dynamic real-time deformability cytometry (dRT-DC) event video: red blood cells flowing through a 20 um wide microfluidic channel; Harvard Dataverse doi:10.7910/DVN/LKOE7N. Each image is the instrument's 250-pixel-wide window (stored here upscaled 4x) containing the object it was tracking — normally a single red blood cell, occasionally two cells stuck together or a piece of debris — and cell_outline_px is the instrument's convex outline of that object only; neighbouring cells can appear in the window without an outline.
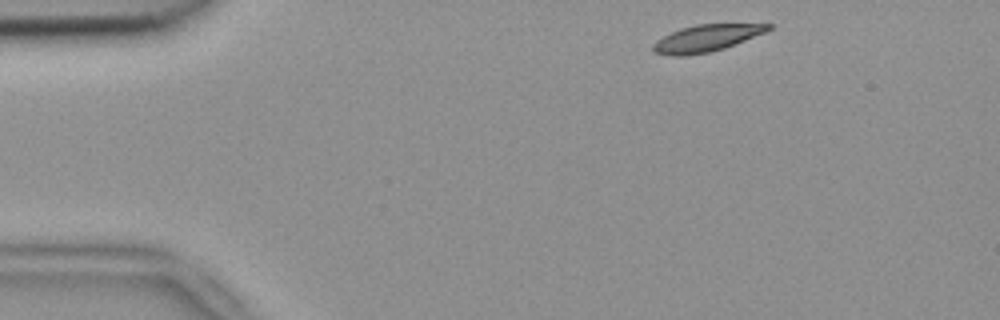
{"species": "common noctule bat (a hibernating species)", "species_latin": "Nyctalus noctula", "temperature_condition": "room temperature", "stored_images_in_passage": 3, "camera_frame_rate_fps": 3000, "um_per_image_px": 0.085, "animal": {"sex": "female", "body_mass_g": 18.4}, "frame": {"image": 1, "passage_image": 1, "time_ms": 0.0, "image_size_px": [1000, 320], "cell_outline_px": [[772, 28], [764, 32], [724, 48], [712, 52], [684, 56], [668, 56], [652, 52], [652, 44], [656, 40], [680, 28], [696, 24], [772, 24]], "centroid_in_image_um": [59.96, 3.26], "position_along_channel_um": 25.0, "area_um2": 17.98}}